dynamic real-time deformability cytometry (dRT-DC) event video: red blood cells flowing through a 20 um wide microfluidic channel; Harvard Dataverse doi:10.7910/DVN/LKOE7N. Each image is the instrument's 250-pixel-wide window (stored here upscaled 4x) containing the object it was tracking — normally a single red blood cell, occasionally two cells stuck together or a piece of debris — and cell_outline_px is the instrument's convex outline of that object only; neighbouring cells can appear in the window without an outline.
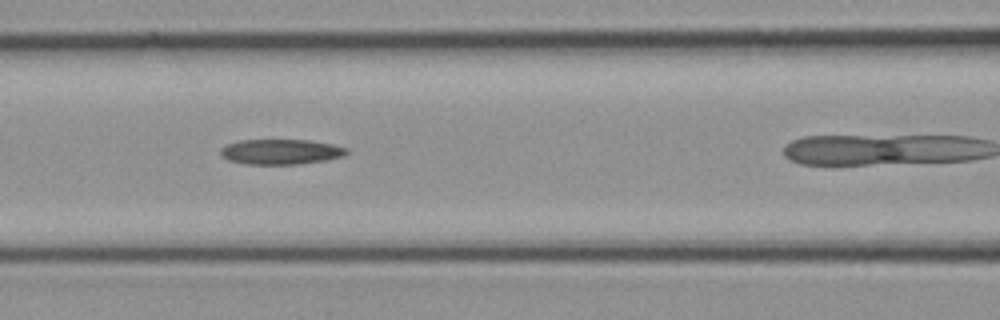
{"species": "common noctule bat (a hibernating species)", "species_latin": "Nyctalus noctula", "temperature_condition": "cold", "stored_images_in_passage": 16, "camera_frame_rate_fps": 3000, "um_per_image_px": 0.085, "animal": {"sex": "female", "body_mass_g": 21.9}, "frame": {"image": 1, "passage_image": 10, "time_ms": 3.0, "image_size_px": [1000, 320], "cell_outline_px": [[348, 152], [344, 156], [328, 160], [300, 164], [244, 164], [228, 160], [220, 156], [220, 148], [224, 144], [240, 140], [308, 140], [332, 144], [348, 148]], "centroid_in_image_um": [23.84, 12.9], "position_along_channel_um": 142.8, "area_um2": 18.79}}
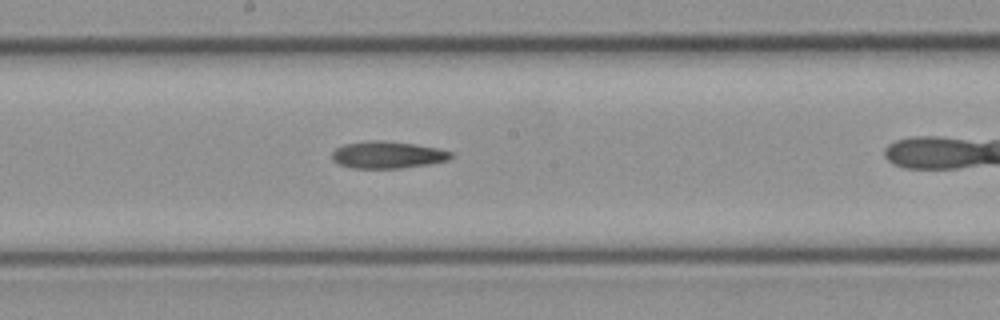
{"frame": {"image": 2, "passage_image": 13, "time_ms": 4.0, "image_size_px": [1000, 320], "cell_outline_px": [[456, 156], [448, 160], [432, 164], [400, 168], [352, 168], [336, 164], [332, 160], [332, 152], [336, 148], [344, 144], [372, 140], [384, 140], [440, 148], [452, 152]], "centroid_in_image_um": [32.96, 13.17], "position_along_channel_um": 215.2, "area_um2": 19.02}}
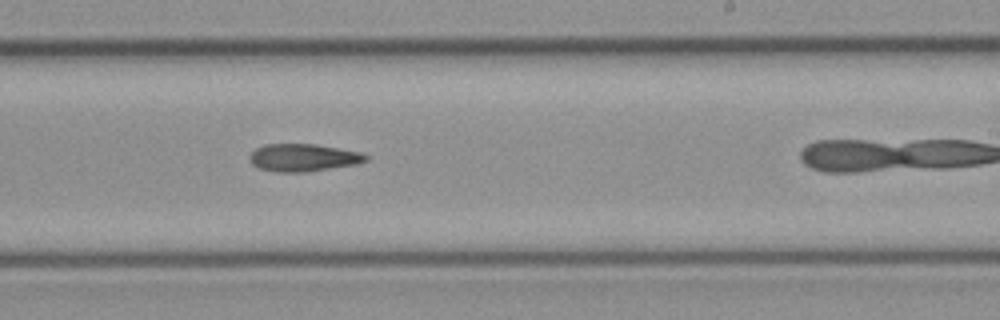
{"frame": {"image": 3, "passage_image": 15, "time_ms": 4.667, "image_size_px": [1000, 320], "cell_outline_px": [[368, 160], [356, 164], [304, 172], [276, 172], [260, 168], [252, 164], [248, 160], [248, 156], [256, 148], [264, 144], [316, 144], [360, 152], [368, 156]], "centroid_in_image_um": [25.74, 13.39], "position_along_channel_um": 263.3, "area_um2": 18.61}}